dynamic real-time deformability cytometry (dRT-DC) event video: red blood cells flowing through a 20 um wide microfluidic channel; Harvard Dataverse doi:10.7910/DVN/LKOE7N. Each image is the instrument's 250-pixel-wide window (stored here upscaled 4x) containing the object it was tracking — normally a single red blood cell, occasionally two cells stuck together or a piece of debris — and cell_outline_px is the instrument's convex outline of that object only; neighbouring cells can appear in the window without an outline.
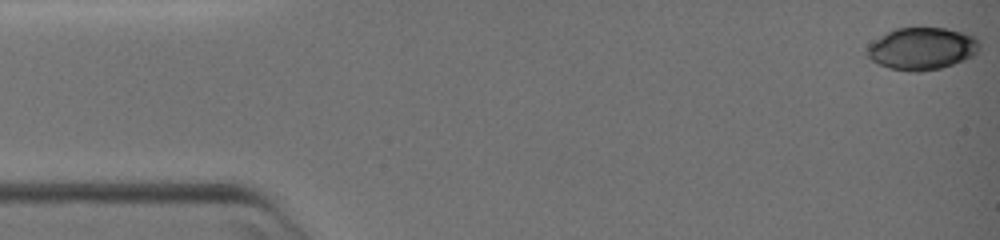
{"species": "common noctule bat (a hibernating species)", "species_latin": "Nyctalus noctula", "temperature_condition": "warm", "stored_images_in_passage": 53, "camera_frame_rate_fps": 3000, "um_per_image_px": 0.085, "animal": {"sex": "female", "body_mass_g": 19.0, "forearm_length_mm": 51.5}, "frame": {"image": 1, "passage_image": 1, "time_ms": 0.0, "image_size_px": [1000, 240], "cell_outline_px": [[980, 48], [972, 56], [964, 60], [940, 68], [920, 72], [912, 72], [888, 68], [872, 60], [864, 52], [868, 44], [880, 36], [896, 28], [944, 28], [964, 32], [976, 36], [980, 40]], "centroid_in_image_um": [78.37, 4.13], "position_along_channel_um": 6.6, "area_um2": 27.86}}
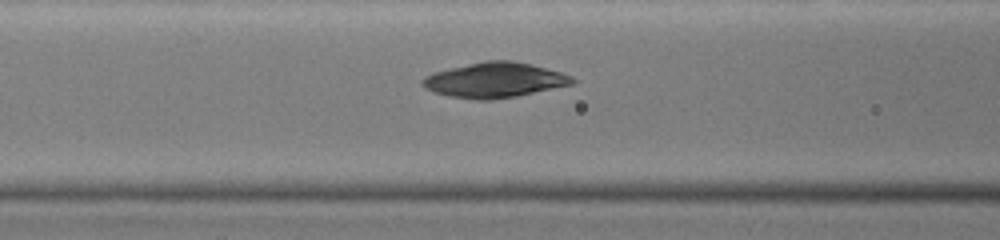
{"frame": {"image": 2, "passage_image": 23, "time_ms": 7.333, "image_size_px": [1000, 240], "cell_outline_px": [[576, 80], [572, 84], [516, 96], [492, 100], [476, 100], [448, 96], [432, 92], [424, 88], [420, 84], [420, 80], [424, 76], [436, 72], [484, 60], [512, 60], [532, 64], [560, 72], [572, 76]], "centroid_in_image_um": [42.01, 6.81], "position_along_channel_um": 124.6, "area_um2": 30.63}}
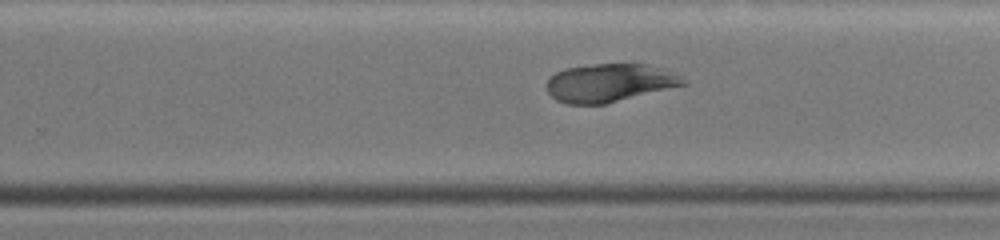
{"frame": {"image": 3, "passage_image": 37, "time_ms": 12.0, "image_size_px": [1000, 240], "cell_outline_px": [[688, 84], [604, 104], [568, 104], [556, 100], [548, 92], [548, 80], [556, 72], [568, 68], [596, 64], [644, 64], [680, 76], [688, 80]], "centroid_in_image_um": [51.81, 7.05], "position_along_channel_um": 278.0, "area_um2": 29.77}}